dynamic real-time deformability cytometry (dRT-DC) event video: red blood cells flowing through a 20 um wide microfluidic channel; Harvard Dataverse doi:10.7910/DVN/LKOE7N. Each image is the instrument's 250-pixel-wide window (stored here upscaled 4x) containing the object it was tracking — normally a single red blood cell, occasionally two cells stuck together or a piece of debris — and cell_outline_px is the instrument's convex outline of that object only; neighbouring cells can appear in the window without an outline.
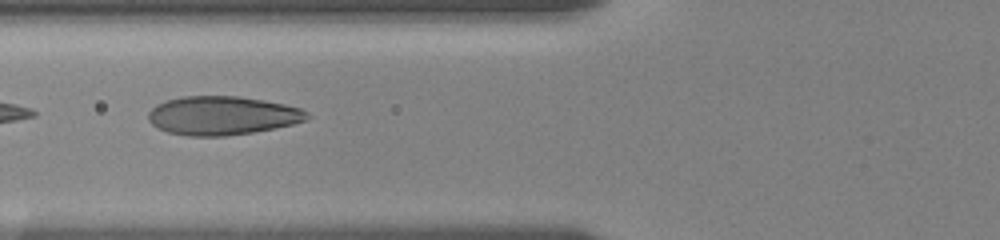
{"species": "human", "species_latin": "Homo sapiens", "temperature_condition": "room temperature", "stored_images_in_passage": 41, "camera_frame_rate_fps": 3000, "um_per_image_px": 0.085, "donor": {"sex": "female"}, "frame": {"image": 1, "passage_image": 17, "time_ms": 6.667, "image_size_px": [1000, 240], "cell_outline_px": [[312, 116], [308, 120], [292, 124], [252, 132], [224, 136], [188, 136], [168, 132], [156, 128], [148, 120], [148, 112], [156, 104], [164, 100], [180, 96], [236, 96], [284, 104], [300, 108], [308, 112]], "centroid_in_image_um": [18.86, 9.82], "position_along_channel_um": 106.9, "area_um2": 35.89}}
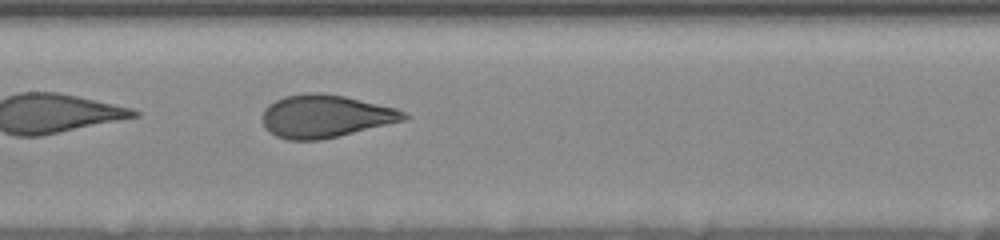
{"frame": {"image": 2, "passage_image": 24, "time_ms": 8.667, "image_size_px": [1000, 240], "cell_outline_px": [[408, 120], [320, 140], [288, 140], [276, 136], [268, 132], [264, 128], [264, 108], [268, 104], [284, 96], [304, 92], [324, 92], [344, 96], [396, 108], [404, 112], [408, 116]], "centroid_in_image_um": [27.65, 9.87], "position_along_channel_um": 179.8, "area_um2": 35.43}}
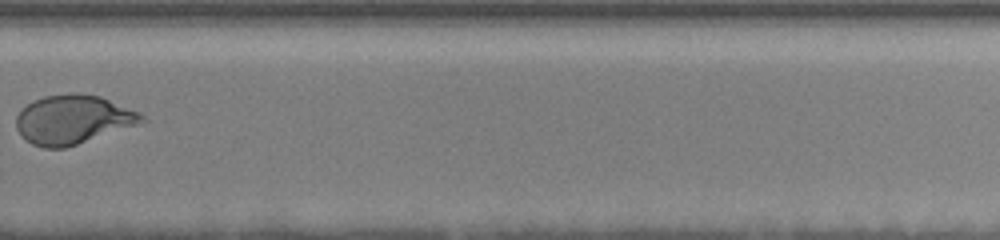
{"frame": {"image": 3, "passage_image": 32, "time_ms": 12.667, "image_size_px": [1000, 240], "cell_outline_px": [[148, 120], [144, 124], [64, 148], [44, 148], [32, 144], [20, 136], [16, 128], [16, 116], [28, 104], [44, 96], [72, 92], [76, 92], [100, 96], [140, 112]], "centroid_in_image_um": [6.26, 10.17], "position_along_channel_um": 323.5, "area_um2": 36.3}, "authors_computed_cell_mechanics": {"area_um2": 39.304, "velocity_mm_per_s": 3.6275, "shape_relaxation_time_tau1_ms": 4.6262, "shape_relaxation_time_tau2_ms": null, "deformation_change_tau1": 0.1751, "deformation_change_tau2": null}}